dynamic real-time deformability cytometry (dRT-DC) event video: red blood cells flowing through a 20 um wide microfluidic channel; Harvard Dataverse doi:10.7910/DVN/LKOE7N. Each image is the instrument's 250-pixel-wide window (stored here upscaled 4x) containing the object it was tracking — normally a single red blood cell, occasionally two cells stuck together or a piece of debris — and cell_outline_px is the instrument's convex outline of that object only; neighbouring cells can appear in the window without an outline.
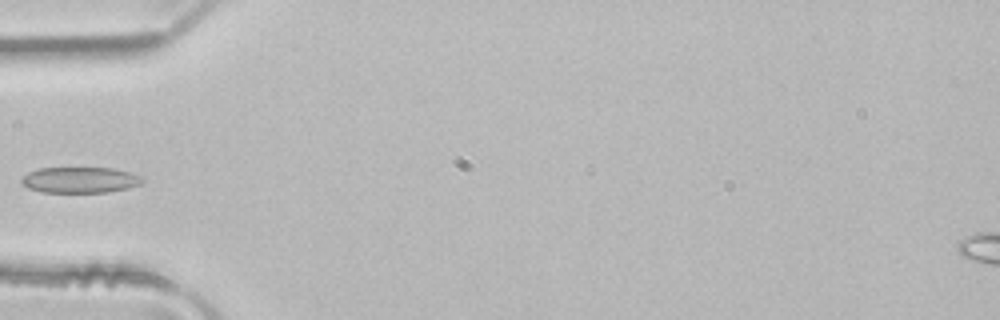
{"species": "common noctule bat (a hibernating species)", "species_latin": "Nyctalus noctula", "temperature_condition": "room temperature", "stored_images_in_passage": 1, "camera_frame_rate_fps": 3000, "um_per_image_px": 0.085, "animal": {"sex": "male", "body_mass_g": 21.5, "forearm_length_mm": 52.0}, "frame": {"image": 1, "passage_image": 1, "time_ms": 0.0, "image_size_px": [1000, 320], "cell_outline_px": [[144, 180], [140, 184], [128, 188], [108, 192], [44, 192], [28, 188], [20, 180], [28, 172], [40, 168], [112, 168], [128, 172], [140, 176]], "centroid_in_image_um": [6.8, 15.29], "position_along_channel_um": 78.2, "area_um2": 18.03}}